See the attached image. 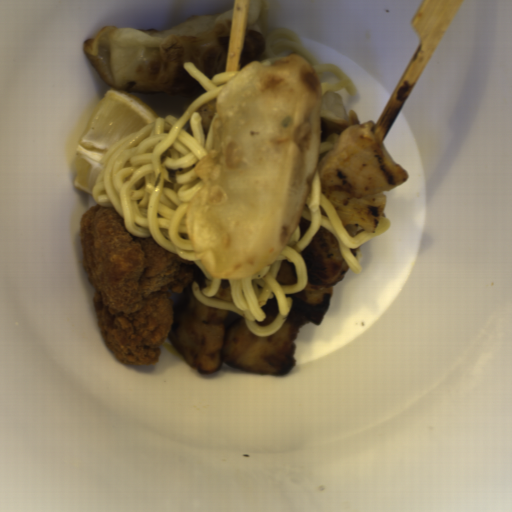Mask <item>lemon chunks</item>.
I'll list each match as a JSON object with an SVG mask.
<instances>
[{
  "label": "lemon chunks",
  "mask_w": 512,
  "mask_h": 512,
  "mask_svg": "<svg viewBox=\"0 0 512 512\" xmlns=\"http://www.w3.org/2000/svg\"><path fill=\"white\" fill-rule=\"evenodd\" d=\"M157 118L153 109L130 92L108 88L91 112L76 147L73 187L93 195L106 152Z\"/></svg>",
  "instance_id": "obj_1"
}]
</instances>
